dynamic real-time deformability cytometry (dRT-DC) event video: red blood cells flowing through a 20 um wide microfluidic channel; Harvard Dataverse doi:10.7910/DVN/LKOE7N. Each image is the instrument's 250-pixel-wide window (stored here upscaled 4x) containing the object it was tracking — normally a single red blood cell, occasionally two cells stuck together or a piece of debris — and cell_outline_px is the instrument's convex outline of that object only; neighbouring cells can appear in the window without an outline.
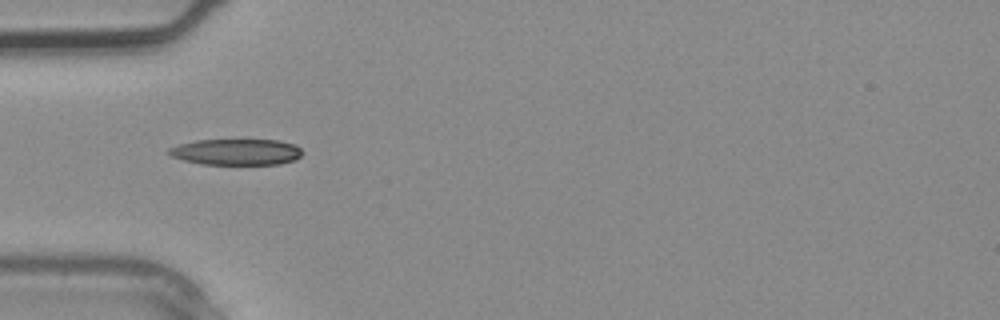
{"species": "common noctule bat (a hibernating species)", "species_latin": "Nyctalus noctula", "temperature_condition": "warm", "stored_images_in_passage": 1, "camera_frame_rate_fps": 3000, "um_per_image_px": 0.085, "animal": {"sex": "male", "body_mass_g": 20.4}, "frame": {"image": 1, "passage_image": 1, "time_ms": 0.0, "image_size_px": [1000, 320], "cell_outline_px": [[304, 152], [296, 160], [280, 164], [200, 164], [184, 160], [172, 156], [168, 152], [168, 148], [180, 144], [196, 140], [280, 140], [296, 144]], "centroid_in_image_um": [20.14, 12.91], "position_along_channel_um": 64.9, "area_um2": 20.4}}